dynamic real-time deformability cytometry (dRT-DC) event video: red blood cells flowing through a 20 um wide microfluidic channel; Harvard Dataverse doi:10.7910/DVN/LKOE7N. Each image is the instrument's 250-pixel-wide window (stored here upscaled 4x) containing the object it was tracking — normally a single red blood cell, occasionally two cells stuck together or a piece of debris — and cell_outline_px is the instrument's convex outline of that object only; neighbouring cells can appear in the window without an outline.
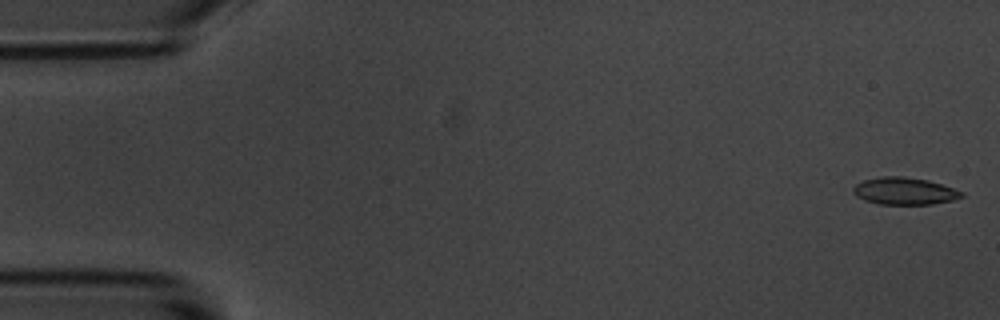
{"species": "common noctule bat (a hibernating species)", "species_latin": "Nyctalus noctula", "temperature_condition": "room temperature", "stored_images_in_passage": 5, "camera_frame_rate_fps": 3000, "um_per_image_px": 0.085, "animal": {"sex": "male", "body_mass_g": 20.1, "forearm_length_mm": 53.5}, "frame": {"image": 1, "passage_image": 1, "time_ms": 0.0, "image_size_px": [1000, 320], "cell_outline_px": [[964, 196], [952, 200], [932, 204], [880, 204], [864, 200], [856, 196], [852, 192], [852, 188], [856, 184], [864, 180], [880, 176], [904, 176], [928, 180], [964, 192]], "centroid_in_image_um": [76.85, 16.23], "position_along_channel_um": 8.2, "area_um2": 17.17}}
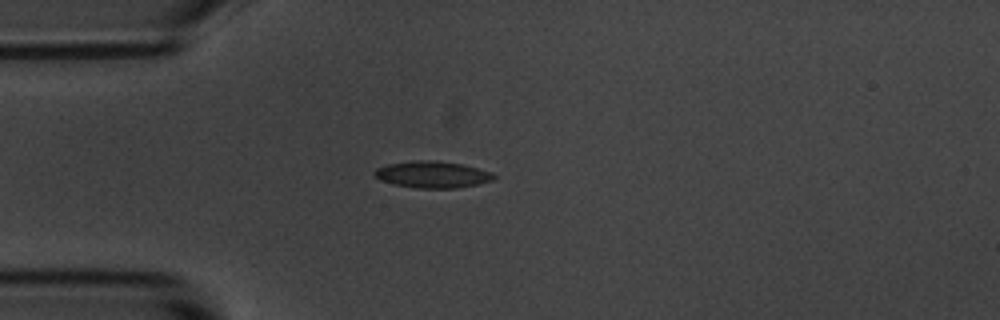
{"frame": {"image": 2, "passage_image": 5, "time_ms": 1.333, "image_size_px": [1000, 320], "cell_outline_px": [[496, 176], [492, 180], [476, 184], [456, 188], [420, 188], [392, 184], [380, 180], [372, 176], [372, 172], [376, 168], [388, 164], [412, 160], [436, 160], [460, 164], [492, 172]], "centroid_in_image_um": [36.68, 14.83], "position_along_channel_um": 48.3, "area_um2": 18.55}}